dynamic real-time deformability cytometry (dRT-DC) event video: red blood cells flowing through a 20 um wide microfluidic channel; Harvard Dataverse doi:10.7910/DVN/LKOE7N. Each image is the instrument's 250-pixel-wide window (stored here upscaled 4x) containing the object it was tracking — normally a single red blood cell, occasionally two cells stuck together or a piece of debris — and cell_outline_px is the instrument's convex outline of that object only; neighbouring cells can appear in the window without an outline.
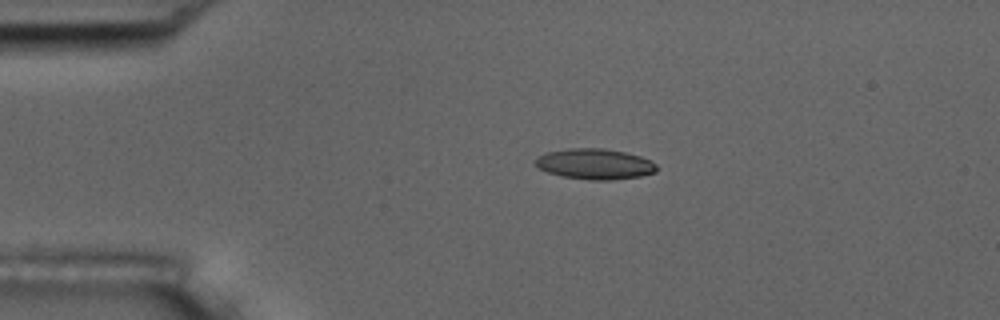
{"species": "common noctule bat (a hibernating species)", "species_latin": "Nyctalus noctula", "temperature_condition": "room temperature", "stored_images_in_passage": 9, "camera_frame_rate_fps": 3000, "um_per_image_px": 0.085, "animal": {"sex": "male", "body_mass_g": 17.5, "forearm_length_mm": 52.3}, "frame": {"image": 1, "passage_image": 3, "time_ms": 3.333, "image_size_px": [1000, 320], "cell_outline_px": [[660, 168], [656, 172], [640, 176], [612, 180], [588, 180], [560, 176], [548, 172], [540, 168], [532, 160], [536, 156], [548, 152], [568, 148], [604, 148], [624, 152], [640, 156], [656, 164]], "centroid_in_image_um": [50.55, 13.94], "position_along_channel_um": 34.5, "area_um2": 21.79}}
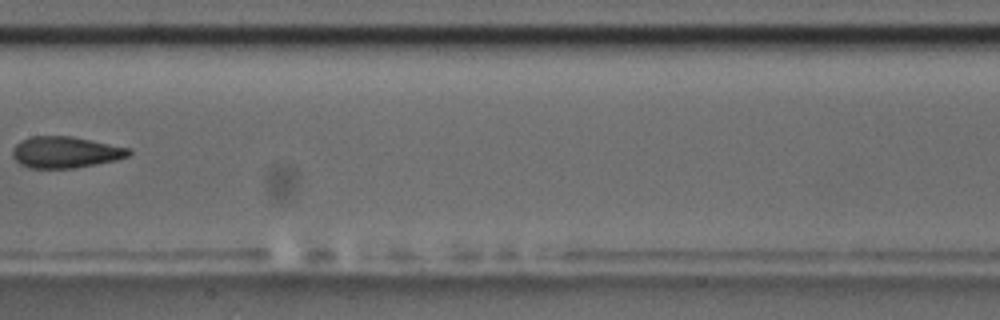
{"frame": {"image": 2, "passage_image": 8, "time_ms": 9.0, "image_size_px": [1000, 320], "cell_outline_px": [[132, 152], [128, 156], [116, 160], [76, 168], [28, 168], [20, 164], [12, 156], [12, 148], [20, 140], [32, 136], [72, 136], [132, 148]], "centroid_in_image_um": [5.57, 12.93], "position_along_channel_um": 201.8, "area_um2": 21.5}}